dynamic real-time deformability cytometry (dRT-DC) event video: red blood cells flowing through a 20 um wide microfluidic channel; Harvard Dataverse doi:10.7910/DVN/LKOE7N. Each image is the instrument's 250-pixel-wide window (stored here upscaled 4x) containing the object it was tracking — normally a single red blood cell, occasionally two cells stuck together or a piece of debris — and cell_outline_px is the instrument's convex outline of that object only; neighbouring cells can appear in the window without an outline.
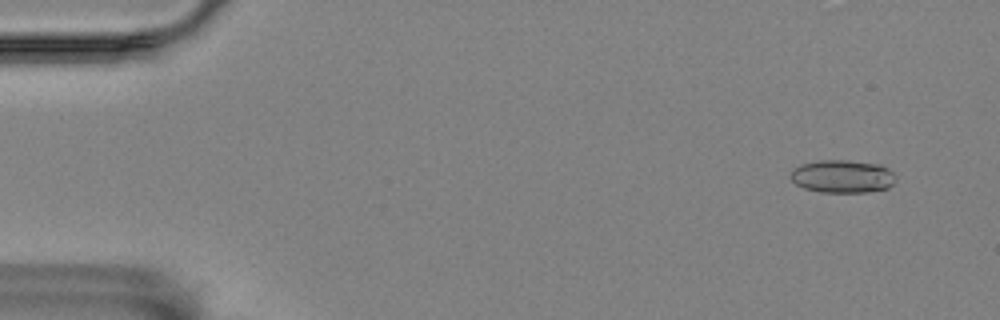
{"species": "Egyptian fruit bat (a non-hibernating species)", "species_latin": "Rousettus aegyptiacus", "temperature_condition": "room temperature", "stored_images_in_passage": 21, "camera_frame_rate_fps": 3000, "um_per_image_px": 0.085, "animal": {"sex": "female"}, "frame": {"image": 1, "passage_image": 4, "time_ms": 1.0, "image_size_px": [1000, 320], "cell_outline_px": [[896, 180], [888, 188], [868, 192], [820, 192], [804, 188], [796, 184], [792, 180], [792, 168], [800, 164], [816, 160], [848, 160], [880, 164], [888, 168], [896, 176]], "centroid_in_image_um": [71.62, 14.98], "position_along_channel_um": 13.4, "area_um2": 20.35}}
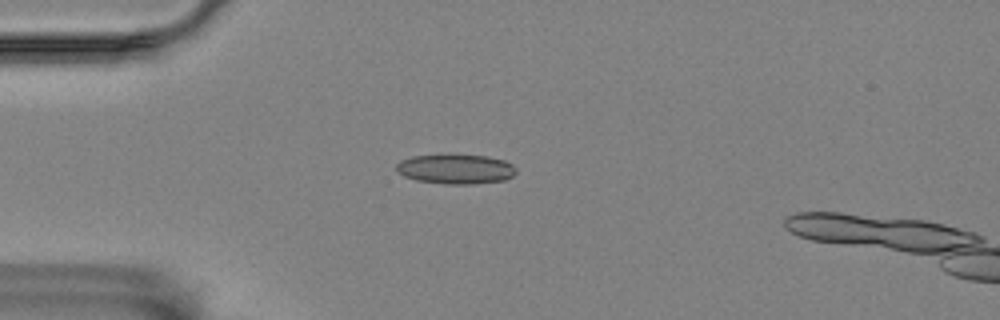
{"frame": {"image": 2, "passage_image": 15, "time_ms": 4.667, "image_size_px": [1000, 320], "cell_outline_px": [[516, 172], [512, 176], [504, 180], [472, 184], [444, 184], [416, 180], [404, 176], [396, 172], [396, 164], [400, 160], [412, 156], [448, 152], [488, 156], [504, 160], [512, 164], [516, 168]], "centroid_in_image_um": [38.7, 14.33], "position_along_channel_um": 46.3, "area_um2": 21.56}}
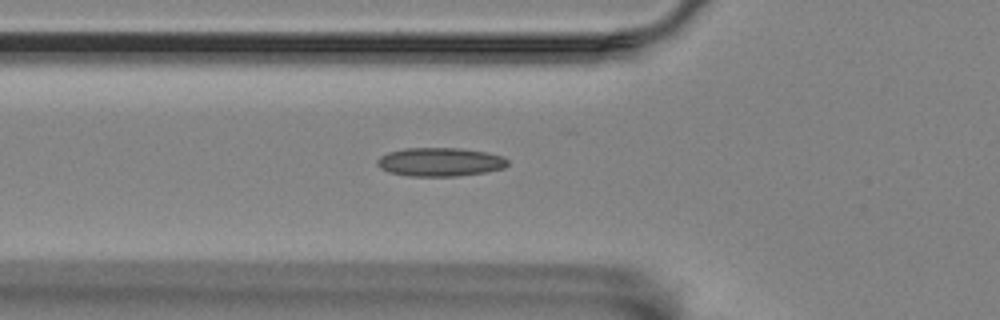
{"frame": {"image": 3, "passage_image": 20, "time_ms": 6.333, "image_size_px": [1000, 320], "cell_outline_px": [[508, 164], [504, 168], [484, 172], [456, 176], [408, 176], [388, 172], [380, 168], [376, 164], [376, 160], [380, 156], [388, 152], [404, 148], [460, 148], [488, 152], [500, 156], [508, 160]], "centroid_in_image_um": [37.36, 13.76], "position_along_channel_um": 88.4, "area_um2": 21.85}}